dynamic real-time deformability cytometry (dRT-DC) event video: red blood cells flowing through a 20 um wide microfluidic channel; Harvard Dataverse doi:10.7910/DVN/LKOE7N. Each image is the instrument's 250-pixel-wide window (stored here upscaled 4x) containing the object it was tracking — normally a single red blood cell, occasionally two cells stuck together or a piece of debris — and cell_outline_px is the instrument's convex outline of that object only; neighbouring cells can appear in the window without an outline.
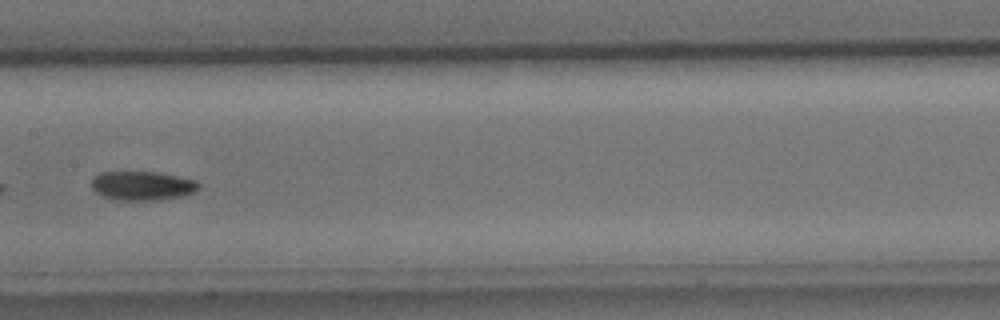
{"species": "common noctule bat (a hibernating species)", "species_latin": "Nyctalus noctula", "temperature_condition": "cold", "stored_images_in_passage": 8, "camera_frame_rate_fps": 3000, "um_per_image_px": 0.085, "animal": {"sex": "male", "body_mass_g": 15.6}, "frame": {"image": 1, "passage_image": 7, "time_ms": 7.0, "image_size_px": [1000, 320], "cell_outline_px": [[200, 188], [196, 192], [184, 196], [156, 200], [116, 200], [104, 196], [96, 192], [92, 188], [92, 180], [100, 172], [156, 172], [196, 180], [200, 184]], "centroid_in_image_um": [12.14, 15.79], "position_along_channel_um": 195.3, "area_um2": 18.15}}
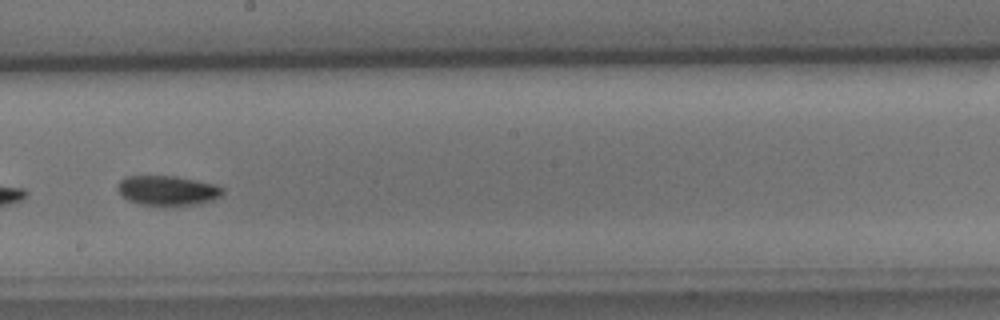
{"frame": {"image": 2, "passage_image": 8, "time_ms": 8.0, "image_size_px": [1000, 320], "cell_outline_px": [[224, 192], [220, 196], [212, 200], [172, 208], [140, 204], [128, 200], [116, 188], [116, 184], [124, 176], [176, 176], [216, 184], [224, 188]], "centroid_in_image_um": [14.23, 16.21], "position_along_channel_um": 234.0, "area_um2": 18.67}}